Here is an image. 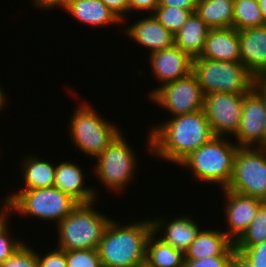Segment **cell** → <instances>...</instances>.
Masks as SVG:
<instances>
[{
	"label": "cell",
	"instance_id": "obj_37",
	"mask_svg": "<svg viewBox=\"0 0 266 267\" xmlns=\"http://www.w3.org/2000/svg\"><path fill=\"white\" fill-rule=\"evenodd\" d=\"M198 0H159L158 6L178 7L183 10H196Z\"/></svg>",
	"mask_w": 266,
	"mask_h": 267
},
{
	"label": "cell",
	"instance_id": "obj_19",
	"mask_svg": "<svg viewBox=\"0 0 266 267\" xmlns=\"http://www.w3.org/2000/svg\"><path fill=\"white\" fill-rule=\"evenodd\" d=\"M198 58L240 62L238 30L234 27L210 29Z\"/></svg>",
	"mask_w": 266,
	"mask_h": 267
},
{
	"label": "cell",
	"instance_id": "obj_18",
	"mask_svg": "<svg viewBox=\"0 0 266 267\" xmlns=\"http://www.w3.org/2000/svg\"><path fill=\"white\" fill-rule=\"evenodd\" d=\"M240 62L254 75L266 74V25L238 31Z\"/></svg>",
	"mask_w": 266,
	"mask_h": 267
},
{
	"label": "cell",
	"instance_id": "obj_36",
	"mask_svg": "<svg viewBox=\"0 0 266 267\" xmlns=\"http://www.w3.org/2000/svg\"><path fill=\"white\" fill-rule=\"evenodd\" d=\"M129 1V13L145 12L147 14H153L157 6L159 5V0H128Z\"/></svg>",
	"mask_w": 266,
	"mask_h": 267
},
{
	"label": "cell",
	"instance_id": "obj_1",
	"mask_svg": "<svg viewBox=\"0 0 266 267\" xmlns=\"http://www.w3.org/2000/svg\"><path fill=\"white\" fill-rule=\"evenodd\" d=\"M147 134L149 154L176 165L215 136L204 110L161 121Z\"/></svg>",
	"mask_w": 266,
	"mask_h": 267
},
{
	"label": "cell",
	"instance_id": "obj_39",
	"mask_svg": "<svg viewBox=\"0 0 266 267\" xmlns=\"http://www.w3.org/2000/svg\"><path fill=\"white\" fill-rule=\"evenodd\" d=\"M253 89L260 95L266 107V74L254 76Z\"/></svg>",
	"mask_w": 266,
	"mask_h": 267
},
{
	"label": "cell",
	"instance_id": "obj_22",
	"mask_svg": "<svg viewBox=\"0 0 266 267\" xmlns=\"http://www.w3.org/2000/svg\"><path fill=\"white\" fill-rule=\"evenodd\" d=\"M209 31L210 28L194 12L174 35V45L186 52L192 59L199 57Z\"/></svg>",
	"mask_w": 266,
	"mask_h": 267
},
{
	"label": "cell",
	"instance_id": "obj_6",
	"mask_svg": "<svg viewBox=\"0 0 266 267\" xmlns=\"http://www.w3.org/2000/svg\"><path fill=\"white\" fill-rule=\"evenodd\" d=\"M74 111L68 122L69 137L85 156L96 158L123 132L85 100Z\"/></svg>",
	"mask_w": 266,
	"mask_h": 267
},
{
	"label": "cell",
	"instance_id": "obj_20",
	"mask_svg": "<svg viewBox=\"0 0 266 267\" xmlns=\"http://www.w3.org/2000/svg\"><path fill=\"white\" fill-rule=\"evenodd\" d=\"M234 243L222 230L202 229L184 253L185 260H197L212 256H233Z\"/></svg>",
	"mask_w": 266,
	"mask_h": 267
},
{
	"label": "cell",
	"instance_id": "obj_3",
	"mask_svg": "<svg viewBox=\"0 0 266 267\" xmlns=\"http://www.w3.org/2000/svg\"><path fill=\"white\" fill-rule=\"evenodd\" d=\"M238 145L229 137L214 136L191 152L177 166L191 170L195 181L226 188L231 180Z\"/></svg>",
	"mask_w": 266,
	"mask_h": 267
},
{
	"label": "cell",
	"instance_id": "obj_34",
	"mask_svg": "<svg viewBox=\"0 0 266 267\" xmlns=\"http://www.w3.org/2000/svg\"><path fill=\"white\" fill-rule=\"evenodd\" d=\"M233 256H212L197 260H185L184 267H231Z\"/></svg>",
	"mask_w": 266,
	"mask_h": 267
},
{
	"label": "cell",
	"instance_id": "obj_15",
	"mask_svg": "<svg viewBox=\"0 0 266 267\" xmlns=\"http://www.w3.org/2000/svg\"><path fill=\"white\" fill-rule=\"evenodd\" d=\"M151 73L161 83L159 87L174 82L192 72V58L181 49L173 47L149 55Z\"/></svg>",
	"mask_w": 266,
	"mask_h": 267
},
{
	"label": "cell",
	"instance_id": "obj_42",
	"mask_svg": "<svg viewBox=\"0 0 266 267\" xmlns=\"http://www.w3.org/2000/svg\"><path fill=\"white\" fill-rule=\"evenodd\" d=\"M260 8L262 10L263 18L266 22V0H259Z\"/></svg>",
	"mask_w": 266,
	"mask_h": 267
},
{
	"label": "cell",
	"instance_id": "obj_8",
	"mask_svg": "<svg viewBox=\"0 0 266 267\" xmlns=\"http://www.w3.org/2000/svg\"><path fill=\"white\" fill-rule=\"evenodd\" d=\"M132 148L124 133L121 132L102 153L94 158L97 162L92 169L95 172V178L99 179V182L110 192L124 193L123 190L127 189L126 186H129L130 181L134 179L132 177L137 173L138 156Z\"/></svg>",
	"mask_w": 266,
	"mask_h": 267
},
{
	"label": "cell",
	"instance_id": "obj_30",
	"mask_svg": "<svg viewBox=\"0 0 266 267\" xmlns=\"http://www.w3.org/2000/svg\"><path fill=\"white\" fill-rule=\"evenodd\" d=\"M68 267H102L98 249L66 251Z\"/></svg>",
	"mask_w": 266,
	"mask_h": 267
},
{
	"label": "cell",
	"instance_id": "obj_17",
	"mask_svg": "<svg viewBox=\"0 0 266 267\" xmlns=\"http://www.w3.org/2000/svg\"><path fill=\"white\" fill-rule=\"evenodd\" d=\"M85 177L86 175L79 165L67 160L61 161L60 164H56L53 186L72 197L79 204L100 200L98 190L95 187L86 186Z\"/></svg>",
	"mask_w": 266,
	"mask_h": 267
},
{
	"label": "cell",
	"instance_id": "obj_10",
	"mask_svg": "<svg viewBox=\"0 0 266 267\" xmlns=\"http://www.w3.org/2000/svg\"><path fill=\"white\" fill-rule=\"evenodd\" d=\"M204 93L191 72L174 82L155 87L148 94L153 104L164 108L171 117L203 110Z\"/></svg>",
	"mask_w": 266,
	"mask_h": 267
},
{
	"label": "cell",
	"instance_id": "obj_25",
	"mask_svg": "<svg viewBox=\"0 0 266 267\" xmlns=\"http://www.w3.org/2000/svg\"><path fill=\"white\" fill-rule=\"evenodd\" d=\"M146 267H184L185 255L152 233L147 241Z\"/></svg>",
	"mask_w": 266,
	"mask_h": 267
},
{
	"label": "cell",
	"instance_id": "obj_16",
	"mask_svg": "<svg viewBox=\"0 0 266 267\" xmlns=\"http://www.w3.org/2000/svg\"><path fill=\"white\" fill-rule=\"evenodd\" d=\"M136 20L132 25L124 26L121 31L128 35V39L136 41L139 46L147 48L149 55L156 51L174 46V35L168 31L153 14Z\"/></svg>",
	"mask_w": 266,
	"mask_h": 267
},
{
	"label": "cell",
	"instance_id": "obj_29",
	"mask_svg": "<svg viewBox=\"0 0 266 267\" xmlns=\"http://www.w3.org/2000/svg\"><path fill=\"white\" fill-rule=\"evenodd\" d=\"M0 209V263L11 257L24 243L23 240L10 237L9 213L3 204Z\"/></svg>",
	"mask_w": 266,
	"mask_h": 267
},
{
	"label": "cell",
	"instance_id": "obj_14",
	"mask_svg": "<svg viewBox=\"0 0 266 267\" xmlns=\"http://www.w3.org/2000/svg\"><path fill=\"white\" fill-rule=\"evenodd\" d=\"M190 216L191 215H181V217L177 216V218L175 217L173 220L170 219V221H168L169 218L165 216L160 217L161 219L152 218L150 219L152 233L164 243L185 253L201 231L197 220Z\"/></svg>",
	"mask_w": 266,
	"mask_h": 267
},
{
	"label": "cell",
	"instance_id": "obj_4",
	"mask_svg": "<svg viewBox=\"0 0 266 267\" xmlns=\"http://www.w3.org/2000/svg\"><path fill=\"white\" fill-rule=\"evenodd\" d=\"M96 203L77 205L56 225V248L64 251L98 249L104 230L112 218L97 211Z\"/></svg>",
	"mask_w": 266,
	"mask_h": 267
},
{
	"label": "cell",
	"instance_id": "obj_11",
	"mask_svg": "<svg viewBox=\"0 0 266 267\" xmlns=\"http://www.w3.org/2000/svg\"><path fill=\"white\" fill-rule=\"evenodd\" d=\"M244 94L208 93L203 110L215 136L234 137L237 133ZM229 135V136H228Z\"/></svg>",
	"mask_w": 266,
	"mask_h": 267
},
{
	"label": "cell",
	"instance_id": "obj_5",
	"mask_svg": "<svg viewBox=\"0 0 266 267\" xmlns=\"http://www.w3.org/2000/svg\"><path fill=\"white\" fill-rule=\"evenodd\" d=\"M10 215L14 212L22 217H34L41 221H56L58 224L79 203L56 187L19 190L1 199ZM24 215V216H23Z\"/></svg>",
	"mask_w": 266,
	"mask_h": 267
},
{
	"label": "cell",
	"instance_id": "obj_12",
	"mask_svg": "<svg viewBox=\"0 0 266 267\" xmlns=\"http://www.w3.org/2000/svg\"><path fill=\"white\" fill-rule=\"evenodd\" d=\"M234 138L238 147H266V107L254 89L244 94L241 120Z\"/></svg>",
	"mask_w": 266,
	"mask_h": 267
},
{
	"label": "cell",
	"instance_id": "obj_7",
	"mask_svg": "<svg viewBox=\"0 0 266 267\" xmlns=\"http://www.w3.org/2000/svg\"><path fill=\"white\" fill-rule=\"evenodd\" d=\"M192 73L204 95L208 93L246 94L253 89L254 75L241 63L195 57Z\"/></svg>",
	"mask_w": 266,
	"mask_h": 267
},
{
	"label": "cell",
	"instance_id": "obj_33",
	"mask_svg": "<svg viewBox=\"0 0 266 267\" xmlns=\"http://www.w3.org/2000/svg\"><path fill=\"white\" fill-rule=\"evenodd\" d=\"M48 252L41 255L36 251L39 267H68L66 251L56 248Z\"/></svg>",
	"mask_w": 266,
	"mask_h": 267
},
{
	"label": "cell",
	"instance_id": "obj_9",
	"mask_svg": "<svg viewBox=\"0 0 266 267\" xmlns=\"http://www.w3.org/2000/svg\"><path fill=\"white\" fill-rule=\"evenodd\" d=\"M226 189L266 202V147H239Z\"/></svg>",
	"mask_w": 266,
	"mask_h": 267
},
{
	"label": "cell",
	"instance_id": "obj_32",
	"mask_svg": "<svg viewBox=\"0 0 266 267\" xmlns=\"http://www.w3.org/2000/svg\"><path fill=\"white\" fill-rule=\"evenodd\" d=\"M254 267H266V241L252 247H235Z\"/></svg>",
	"mask_w": 266,
	"mask_h": 267
},
{
	"label": "cell",
	"instance_id": "obj_41",
	"mask_svg": "<svg viewBox=\"0 0 266 267\" xmlns=\"http://www.w3.org/2000/svg\"><path fill=\"white\" fill-rule=\"evenodd\" d=\"M5 95H6V92L4 90V87L2 88V86L0 84V112L5 109L6 102H8L7 101L8 97Z\"/></svg>",
	"mask_w": 266,
	"mask_h": 267
},
{
	"label": "cell",
	"instance_id": "obj_40",
	"mask_svg": "<svg viewBox=\"0 0 266 267\" xmlns=\"http://www.w3.org/2000/svg\"><path fill=\"white\" fill-rule=\"evenodd\" d=\"M231 267H254V266L240 252L235 250L233 258L231 260Z\"/></svg>",
	"mask_w": 266,
	"mask_h": 267
},
{
	"label": "cell",
	"instance_id": "obj_21",
	"mask_svg": "<svg viewBox=\"0 0 266 267\" xmlns=\"http://www.w3.org/2000/svg\"><path fill=\"white\" fill-rule=\"evenodd\" d=\"M64 10L79 23L97 28L122 23L101 0H72Z\"/></svg>",
	"mask_w": 266,
	"mask_h": 267
},
{
	"label": "cell",
	"instance_id": "obj_23",
	"mask_svg": "<svg viewBox=\"0 0 266 267\" xmlns=\"http://www.w3.org/2000/svg\"><path fill=\"white\" fill-rule=\"evenodd\" d=\"M20 164L22 180L25 183L23 185L25 186L19 190L53 187L56 164L43 160L41 157L34 156L32 153L29 156L26 155Z\"/></svg>",
	"mask_w": 266,
	"mask_h": 267
},
{
	"label": "cell",
	"instance_id": "obj_24",
	"mask_svg": "<svg viewBox=\"0 0 266 267\" xmlns=\"http://www.w3.org/2000/svg\"><path fill=\"white\" fill-rule=\"evenodd\" d=\"M234 0H198L195 13L210 29L233 27Z\"/></svg>",
	"mask_w": 266,
	"mask_h": 267
},
{
	"label": "cell",
	"instance_id": "obj_31",
	"mask_svg": "<svg viewBox=\"0 0 266 267\" xmlns=\"http://www.w3.org/2000/svg\"><path fill=\"white\" fill-rule=\"evenodd\" d=\"M0 267H39L36 251L24 242Z\"/></svg>",
	"mask_w": 266,
	"mask_h": 267
},
{
	"label": "cell",
	"instance_id": "obj_26",
	"mask_svg": "<svg viewBox=\"0 0 266 267\" xmlns=\"http://www.w3.org/2000/svg\"><path fill=\"white\" fill-rule=\"evenodd\" d=\"M265 25L259 0H234L233 27L236 30Z\"/></svg>",
	"mask_w": 266,
	"mask_h": 267
},
{
	"label": "cell",
	"instance_id": "obj_35",
	"mask_svg": "<svg viewBox=\"0 0 266 267\" xmlns=\"http://www.w3.org/2000/svg\"><path fill=\"white\" fill-rule=\"evenodd\" d=\"M108 9H110L115 16L121 21H125V16L129 14V1L128 0H101Z\"/></svg>",
	"mask_w": 266,
	"mask_h": 267
},
{
	"label": "cell",
	"instance_id": "obj_27",
	"mask_svg": "<svg viewBox=\"0 0 266 267\" xmlns=\"http://www.w3.org/2000/svg\"><path fill=\"white\" fill-rule=\"evenodd\" d=\"M266 241V202L257 211L252 223L243 235L234 243L235 247H252Z\"/></svg>",
	"mask_w": 266,
	"mask_h": 267
},
{
	"label": "cell",
	"instance_id": "obj_38",
	"mask_svg": "<svg viewBox=\"0 0 266 267\" xmlns=\"http://www.w3.org/2000/svg\"><path fill=\"white\" fill-rule=\"evenodd\" d=\"M33 5L41 10H52L60 7L64 10L72 0H30Z\"/></svg>",
	"mask_w": 266,
	"mask_h": 267
},
{
	"label": "cell",
	"instance_id": "obj_13",
	"mask_svg": "<svg viewBox=\"0 0 266 267\" xmlns=\"http://www.w3.org/2000/svg\"><path fill=\"white\" fill-rule=\"evenodd\" d=\"M224 199V215L226 216L227 230L223 232L235 243L247 230L255 218L262 200L242 195L226 188L222 190Z\"/></svg>",
	"mask_w": 266,
	"mask_h": 267
},
{
	"label": "cell",
	"instance_id": "obj_2",
	"mask_svg": "<svg viewBox=\"0 0 266 267\" xmlns=\"http://www.w3.org/2000/svg\"><path fill=\"white\" fill-rule=\"evenodd\" d=\"M126 224L114 219L107 224L98 246L102 267L145 266L147 241L152 234L151 220H133Z\"/></svg>",
	"mask_w": 266,
	"mask_h": 267
},
{
	"label": "cell",
	"instance_id": "obj_28",
	"mask_svg": "<svg viewBox=\"0 0 266 267\" xmlns=\"http://www.w3.org/2000/svg\"><path fill=\"white\" fill-rule=\"evenodd\" d=\"M193 12L178 7L157 6L153 15L173 35L186 23Z\"/></svg>",
	"mask_w": 266,
	"mask_h": 267
}]
</instances>
